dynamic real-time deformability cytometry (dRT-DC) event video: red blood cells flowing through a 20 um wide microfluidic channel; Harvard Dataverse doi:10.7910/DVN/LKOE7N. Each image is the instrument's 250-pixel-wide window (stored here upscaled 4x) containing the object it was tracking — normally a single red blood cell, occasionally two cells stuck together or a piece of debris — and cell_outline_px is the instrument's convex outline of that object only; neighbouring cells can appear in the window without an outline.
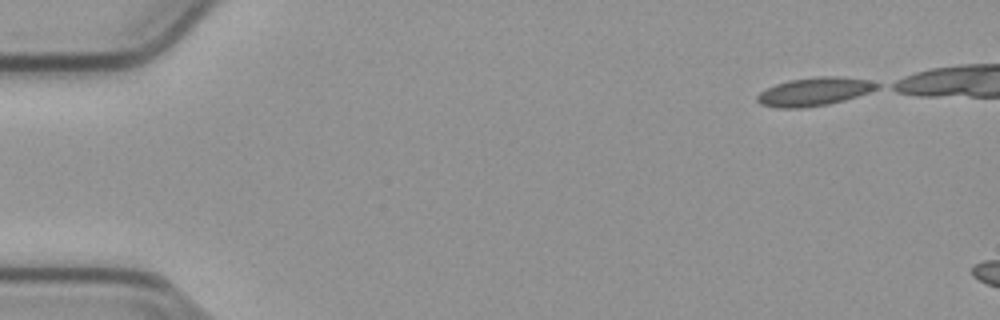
{"species": "common noctule bat (a hibernating species)", "species_latin": "Nyctalus noctula", "temperature_condition": "cold", "stored_images_in_passage": 1, "camera_frame_rate_fps": 3000, "um_per_image_px": 0.085, "animal": {"sex": "male", "body_mass_g": 23.1, "forearm_length_mm": 52.7}, "frame": {"image": 1, "passage_image": 1, "time_ms": 0.0, "image_size_px": [1000, 320], "cell_outline_px": [[880, 88], [844, 100], [828, 104], [800, 108], [776, 108], [760, 104], [756, 100], [756, 96], [760, 92], [776, 84], [788, 80], [820, 76], [836, 76], [868, 80], [880, 84]], "centroid_in_image_um": [69.19, 7.79], "position_along_channel_um": 15.8, "area_um2": 19.65}}